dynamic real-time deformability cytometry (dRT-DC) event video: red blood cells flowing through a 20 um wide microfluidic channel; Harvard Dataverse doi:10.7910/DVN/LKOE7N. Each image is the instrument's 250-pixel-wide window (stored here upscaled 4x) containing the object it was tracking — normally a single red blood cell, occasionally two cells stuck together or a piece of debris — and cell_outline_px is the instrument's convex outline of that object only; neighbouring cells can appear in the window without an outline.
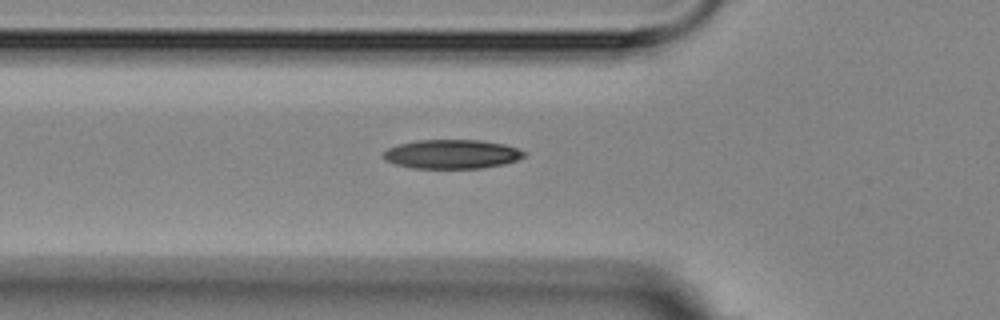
{"species": "Egyptian fruit bat (a non-hibernating species)", "species_latin": "Rousettus aegyptiacus", "temperature_condition": "room temperature", "stored_images_in_passage": 4, "camera_frame_rate_fps": 3000, "um_per_image_px": 0.085, "animal": {"sex": "female"}, "frame": {"image": 1, "passage_image": 4, "time_ms": 3.667, "image_size_px": [1000, 320], "cell_outline_px": [[524, 156], [516, 160], [504, 164], [480, 168], [412, 168], [396, 164], [384, 160], [380, 156], [388, 148], [400, 144], [416, 140], [480, 140], [504, 144], [516, 148], [524, 152]], "centroid_in_image_um": [38.36, 13.1], "position_along_channel_um": 87.4, "area_um2": 23.76}}